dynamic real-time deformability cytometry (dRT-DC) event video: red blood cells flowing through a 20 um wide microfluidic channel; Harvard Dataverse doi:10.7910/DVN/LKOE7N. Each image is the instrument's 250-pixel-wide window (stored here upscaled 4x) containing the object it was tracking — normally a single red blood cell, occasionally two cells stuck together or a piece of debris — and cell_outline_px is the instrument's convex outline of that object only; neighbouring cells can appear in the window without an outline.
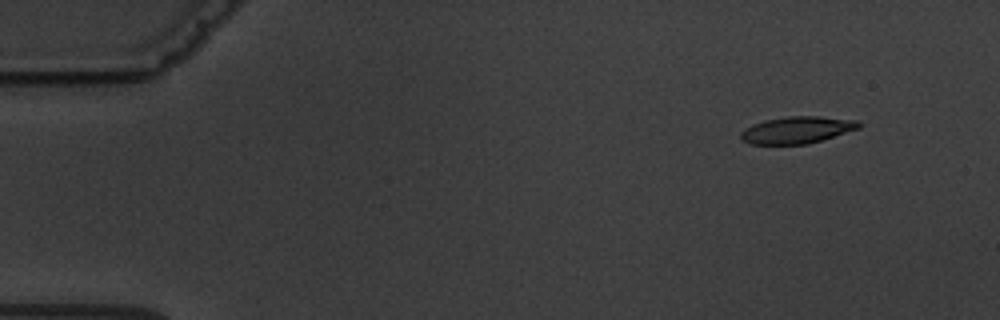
{"species": "common noctule bat (a hibernating species)", "species_latin": "Nyctalus noctula", "temperature_condition": "warm", "stored_images_in_passage": 8, "camera_frame_rate_fps": 3000, "um_per_image_px": 0.085, "animal": {"sex": "male", "body_mass_g": 19.5, "forearm_length_mm": 54.6}, "frame": {"image": 1, "passage_image": 1, "time_ms": 0.0, "image_size_px": [1000, 320], "cell_outline_px": [[864, 124], [860, 128], [808, 144], [752, 144], [740, 140], [740, 132], [744, 128], [752, 124], [764, 120], [788, 116], [820, 116], [860, 120]], "centroid_in_image_um": [67.76, 11.03], "position_along_channel_um": 17.2, "area_um2": 18.79}}
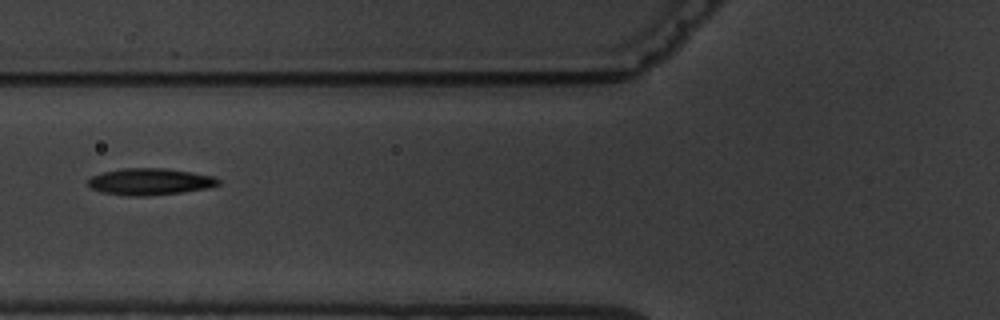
{"frame": {"image": 2, "passage_image": 5, "time_ms": 5.667, "image_size_px": [1000, 320], "cell_outline_px": [[220, 184], [212, 188], [184, 192], [148, 196], [128, 196], [100, 192], [92, 188], [88, 184], [88, 180], [92, 176], [104, 172], [124, 168], [164, 168], [192, 172], [212, 176], [220, 180]], "centroid_in_image_um": [12.78, 15.45], "position_along_channel_um": 113.0, "area_um2": 20.4}}
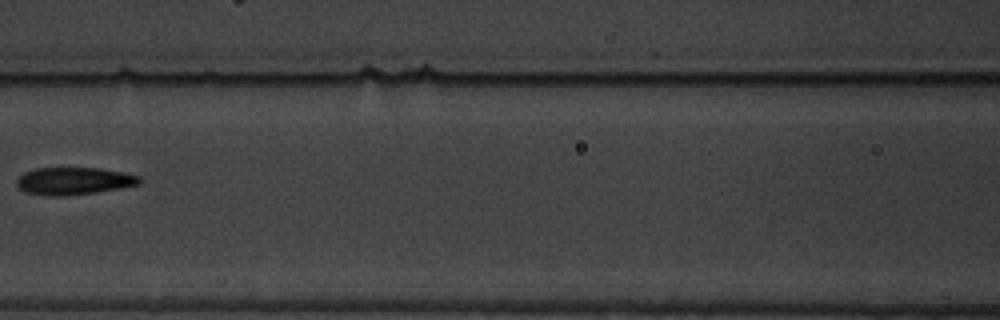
{"frame": {"image": 3, "passage_image": 6, "time_ms": 7.0, "image_size_px": [1000, 320], "cell_outline_px": [[140, 184], [120, 188], [96, 192], [64, 196], [52, 196], [24, 192], [16, 184], [16, 176], [24, 172], [36, 168], [100, 168], [124, 172], [140, 176]], "centroid_in_image_um": [6.25, 15.38], "position_along_channel_um": 160.4, "area_um2": 19.71}}